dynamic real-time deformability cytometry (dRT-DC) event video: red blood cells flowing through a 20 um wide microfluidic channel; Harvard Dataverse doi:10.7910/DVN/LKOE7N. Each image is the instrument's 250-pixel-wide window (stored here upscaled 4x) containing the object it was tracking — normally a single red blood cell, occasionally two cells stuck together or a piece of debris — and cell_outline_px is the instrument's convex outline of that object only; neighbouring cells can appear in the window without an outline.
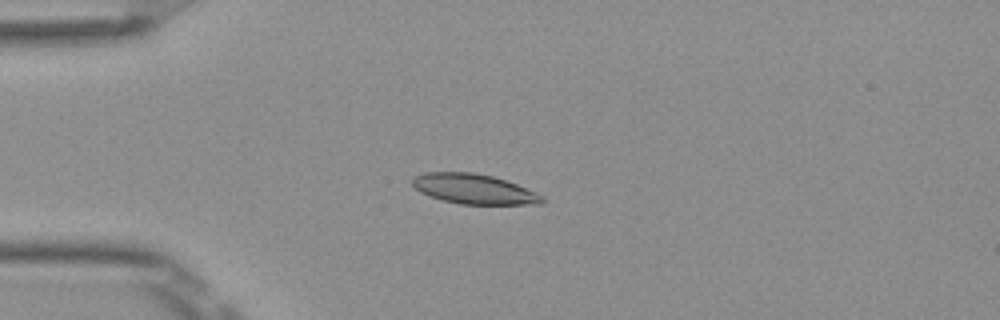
{"species": "Egyptian fruit bat (a non-hibernating species)", "species_latin": "Rousettus aegyptiacus", "temperature_condition": "room temperature", "stored_images_in_passage": 41, "camera_frame_rate_fps": 3000, "um_per_image_px": 0.085, "frame": {"image": 1, "passage_image": 7, "time_ms": 2.0, "image_size_px": [1000, 320], "cell_outline_px": [[544, 204], [460, 204], [444, 200], [420, 192], [412, 184], [412, 176], [424, 172], [472, 172], [492, 176], [516, 184], [536, 192], [544, 196]], "centroid_in_image_um": [40.29, 16.06], "position_along_channel_um": 44.7, "area_um2": 22.54}}
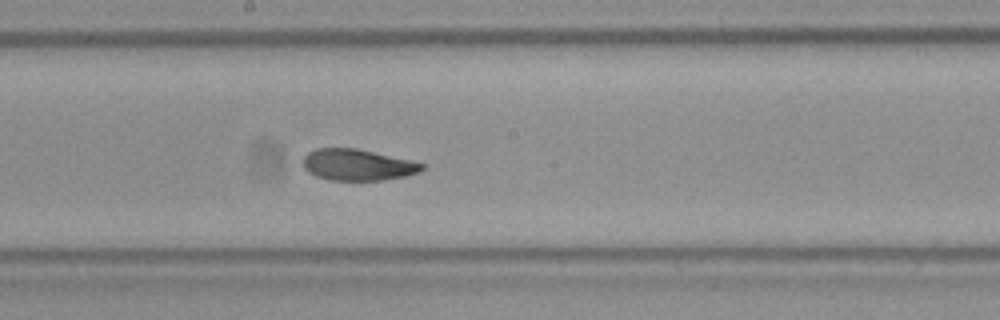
{"frame": {"image": 2, "passage_image": 22, "time_ms": 7.0, "image_size_px": [1000, 320], "cell_outline_px": [[424, 168], [420, 172], [404, 176], [380, 180], [328, 180], [316, 176], [308, 172], [304, 168], [304, 156], [308, 152], [316, 148], [356, 148], [408, 160], [424, 164]], "centroid_in_image_um": [30.35, 14.01], "position_along_channel_um": 217.8, "area_um2": 21.44}}
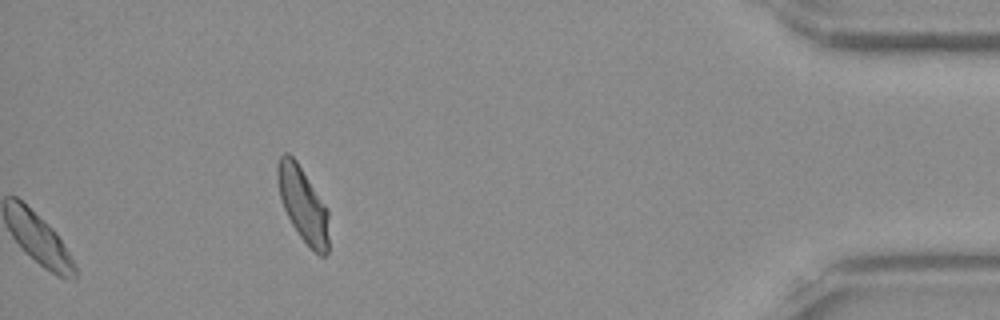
{"frame": {"image": 3, "passage_image": 41, "time_ms": 13.333, "image_size_px": [1000, 320], "cell_outline_px": [[328, 252], [324, 256], [320, 256], [300, 236], [292, 224], [284, 208], [280, 196], [276, 180], [276, 164], [280, 156], [284, 152], [288, 152], [296, 160], [328, 208]], "centroid_in_image_um": [25.74, 17.32], "position_along_channel_um": 409.5, "area_um2": 22.31}, "authors_computed_cell_mechanics": {"area_um2": 22.253, "velocity_mm_per_s": 3.8837, "shape_relaxation_time_tau1_ms": 5.5386, "shape_relaxation_time_tau2_ms": 1.6898, "deformation_change_tau1": 0.1639, "deformation_change_tau2": 0.076}}